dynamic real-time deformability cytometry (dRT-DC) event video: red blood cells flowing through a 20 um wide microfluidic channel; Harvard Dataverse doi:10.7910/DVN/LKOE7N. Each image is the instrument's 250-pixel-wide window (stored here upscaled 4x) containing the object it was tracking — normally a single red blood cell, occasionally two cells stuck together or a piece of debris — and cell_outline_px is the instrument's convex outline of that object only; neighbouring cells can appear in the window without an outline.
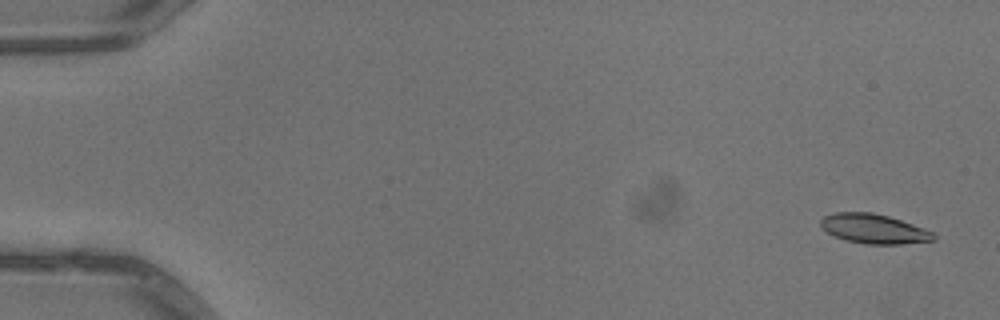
{"species": "common noctule bat (a hibernating species)", "species_latin": "Nyctalus noctula", "temperature_condition": "warm", "stored_images_in_passage": 4, "camera_frame_rate_fps": 3000, "um_per_image_px": 0.085, "animal": {"sex": "male", "body_mass_g": 13.3}, "frame": {"image": 1, "passage_image": 1, "time_ms": 0.0, "image_size_px": [1000, 320], "cell_outline_px": [[936, 240], [900, 244], [864, 244], [848, 240], [836, 236], [828, 232], [820, 224], [820, 220], [824, 216], [836, 212], [872, 212], [888, 216], [924, 228], [932, 232], [936, 236]], "centroid_in_image_um": [74.3, 19.44], "position_along_channel_um": 10.7, "area_um2": 19.19}}
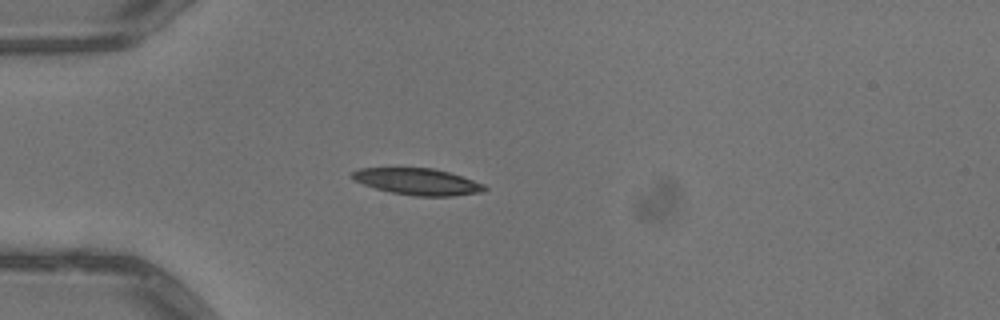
{"frame": {"image": 2, "passage_image": 4, "time_ms": 1.0, "image_size_px": [1000, 320], "cell_outline_px": [[488, 188], [484, 192], [452, 196], [416, 196], [392, 192], [376, 188], [364, 184], [356, 180], [352, 176], [352, 172], [360, 168], [432, 168], [448, 172], [484, 184]], "centroid_in_image_um": [35.54, 15.44], "position_along_channel_um": 49.5, "area_um2": 20.17}}